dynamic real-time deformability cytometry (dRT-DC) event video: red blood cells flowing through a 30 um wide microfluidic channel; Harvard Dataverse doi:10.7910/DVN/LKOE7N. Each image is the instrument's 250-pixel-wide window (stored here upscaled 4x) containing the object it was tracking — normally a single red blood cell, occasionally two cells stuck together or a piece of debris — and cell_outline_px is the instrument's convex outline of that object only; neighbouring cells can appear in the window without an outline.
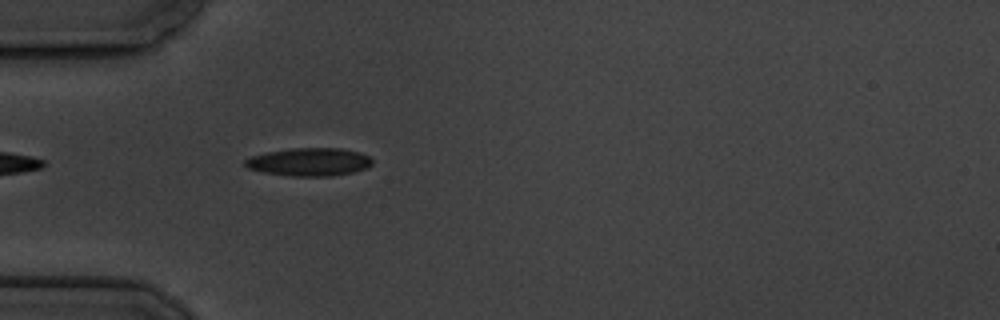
{"species": "common noctule bat (a hibernating species)", "species_latin": "Nyctalus noctula", "temperature_condition": "cold", "stored_images_in_passage": 1, "camera_frame_rate_fps": 3000, "um_per_image_px": 0.085, "animal": {"sex": "male", "body_mass_g": 19.5, "forearm_length_mm": 54.6}, "frame": {"image": 1, "passage_image": 1, "time_ms": 0.0, "image_size_px": [1000, 320], "cell_outline_px": [[372, 164], [368, 168], [352, 172], [332, 176], [292, 176], [264, 172], [248, 168], [244, 164], [244, 160], [252, 156], [268, 152], [292, 148], [340, 148], [360, 152], [368, 156], [372, 160]], "centroid_in_image_um": [26.31, 13.76], "position_along_channel_um": 58.7, "area_um2": 20.69}}